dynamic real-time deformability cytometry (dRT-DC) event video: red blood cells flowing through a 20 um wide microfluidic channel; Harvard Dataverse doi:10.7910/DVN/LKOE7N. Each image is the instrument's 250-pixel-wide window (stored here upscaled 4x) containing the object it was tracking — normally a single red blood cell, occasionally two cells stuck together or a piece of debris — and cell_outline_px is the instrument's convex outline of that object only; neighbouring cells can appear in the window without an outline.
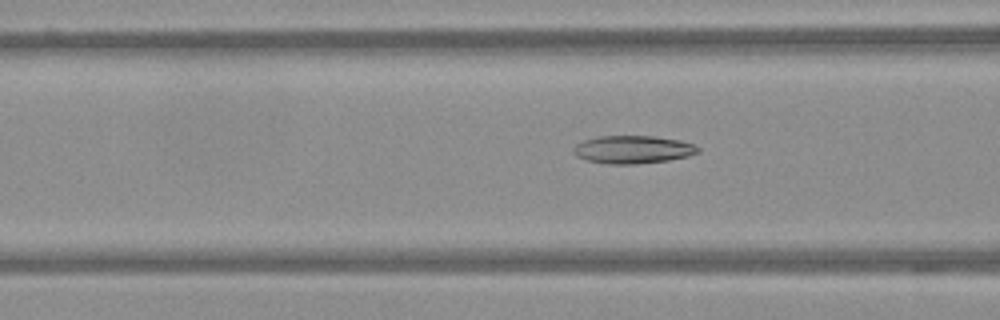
{"species": "Egyptian fruit bat (a non-hibernating species)", "species_latin": "Rousettus aegyptiacus", "temperature_condition": "warm", "stored_images_in_passage": 53, "camera_frame_rate_fps": 3000, "um_per_image_px": 0.085, "frame": {"image": 1, "passage_image": 18, "time_ms": 5.667, "image_size_px": [1000, 320], "cell_outline_px": [[700, 152], [688, 156], [668, 160], [636, 164], [608, 164], [588, 160], [576, 156], [572, 152], [572, 148], [576, 144], [584, 140], [600, 136], [652, 136], [680, 140], [692, 144], [700, 148]], "centroid_in_image_um": [53.78, 12.71], "position_along_channel_um": 112.8, "area_um2": 20.23}}
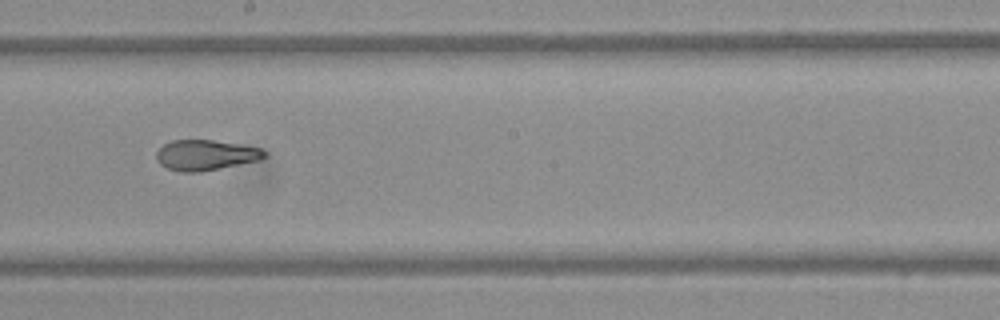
{"frame": {"image": 2, "passage_image": 28, "time_ms": 9.0, "image_size_px": [1000, 320], "cell_outline_px": [[268, 156], [260, 160], [200, 172], [180, 172], [168, 168], [160, 164], [156, 160], [156, 152], [164, 144], [172, 140], [212, 140], [260, 148], [268, 152]], "centroid_in_image_um": [17.48, 13.19], "position_along_channel_um": 230.7, "area_um2": 19.13}}
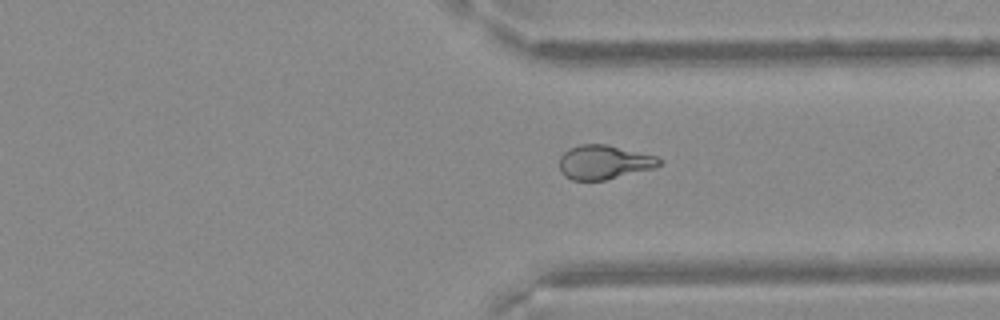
{"frame": {"image": 3, "passage_image": 39, "time_ms": 12.667, "image_size_px": [1000, 320], "cell_outline_px": [[664, 160], [656, 168], [604, 180], [572, 180], [564, 176], [560, 172], [560, 156], [568, 148], [580, 144], [608, 144], [656, 156]], "centroid_in_image_um": [51.35, 13.78], "position_along_channel_um": 360.1, "area_um2": 20.06}}